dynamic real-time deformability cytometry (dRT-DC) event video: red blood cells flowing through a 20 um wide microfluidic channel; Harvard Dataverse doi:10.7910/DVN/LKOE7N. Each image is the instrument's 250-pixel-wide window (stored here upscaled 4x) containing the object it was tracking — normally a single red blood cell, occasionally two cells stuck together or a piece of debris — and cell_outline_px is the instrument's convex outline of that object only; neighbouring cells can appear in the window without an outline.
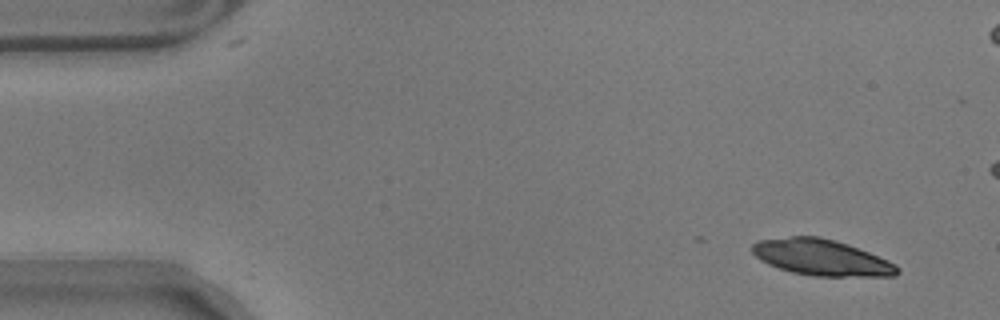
{"species": "common noctule bat (a hibernating species)", "species_latin": "Nyctalus noctula", "temperature_condition": "warm", "stored_images_in_passage": 15, "camera_frame_rate_fps": 3000, "um_per_image_px": 0.085, "animal": {"sex": "male", "body_mass_g": 17.9}, "frame": {"image": 1, "passage_image": 1, "time_ms": 0.0, "image_size_px": [1000, 320], "cell_outline_px": [[900, 272], [896, 276], [812, 276], [792, 272], [768, 264], [760, 260], [752, 252], [752, 244], [760, 240], [792, 236], [820, 236], [836, 240], [848, 244], [888, 260], [896, 264], [900, 268]], "centroid_in_image_um": [69.85, 21.88], "position_along_channel_um": 15.2, "area_um2": 30.52}}